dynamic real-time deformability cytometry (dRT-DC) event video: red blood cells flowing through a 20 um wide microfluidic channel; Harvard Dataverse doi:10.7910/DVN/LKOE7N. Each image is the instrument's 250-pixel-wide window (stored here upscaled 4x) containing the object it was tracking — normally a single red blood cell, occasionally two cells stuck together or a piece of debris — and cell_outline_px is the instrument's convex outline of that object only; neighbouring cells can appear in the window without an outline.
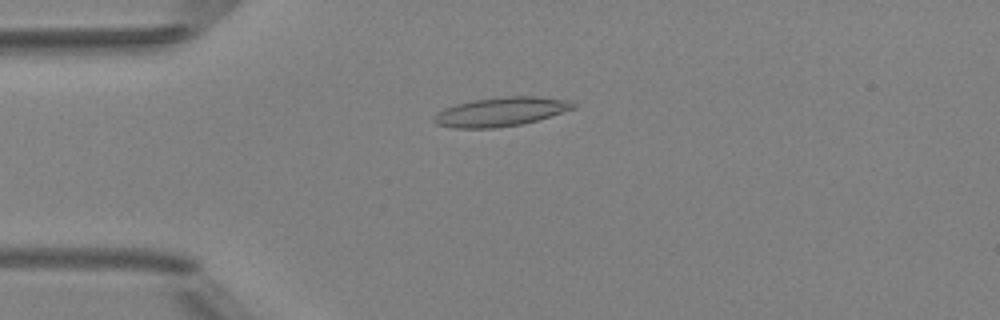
{"species": "Egyptian fruit bat (a non-hibernating species)", "species_latin": "Rousettus aegyptiacus", "temperature_condition": "room temperature", "stored_images_in_passage": 6, "camera_frame_rate_fps": 3000, "um_per_image_px": 0.085, "animal": {"sex": "female"}, "frame": {"image": 1, "passage_image": 4, "time_ms": 3.333, "image_size_px": [1000, 320], "cell_outline_px": [[576, 108], [536, 120], [520, 124], [496, 128], [452, 128], [436, 124], [432, 120], [432, 116], [436, 112], [444, 108], [456, 104], [472, 100], [500, 96], [536, 96], [572, 100], [576, 104]], "centroid_in_image_um": [42.54, 9.49], "position_along_channel_um": 42.5, "area_um2": 23.81}}
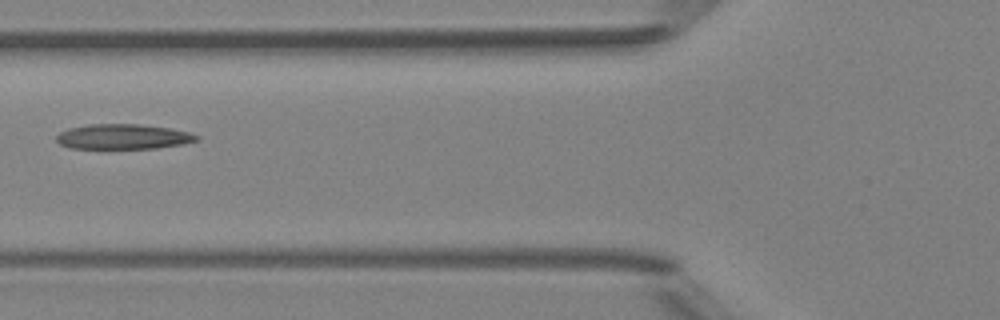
{"frame": {"image": 2, "passage_image": 6, "time_ms": 5.667, "image_size_px": [1000, 320], "cell_outline_px": [[200, 140], [184, 144], [156, 148], [72, 148], [60, 144], [56, 140], [56, 136], [60, 132], [68, 128], [88, 124], [140, 124], [172, 128], [188, 132], [200, 136]], "centroid_in_image_um": [10.5, 11.61], "position_along_channel_um": 115.3, "area_um2": 20.58}}